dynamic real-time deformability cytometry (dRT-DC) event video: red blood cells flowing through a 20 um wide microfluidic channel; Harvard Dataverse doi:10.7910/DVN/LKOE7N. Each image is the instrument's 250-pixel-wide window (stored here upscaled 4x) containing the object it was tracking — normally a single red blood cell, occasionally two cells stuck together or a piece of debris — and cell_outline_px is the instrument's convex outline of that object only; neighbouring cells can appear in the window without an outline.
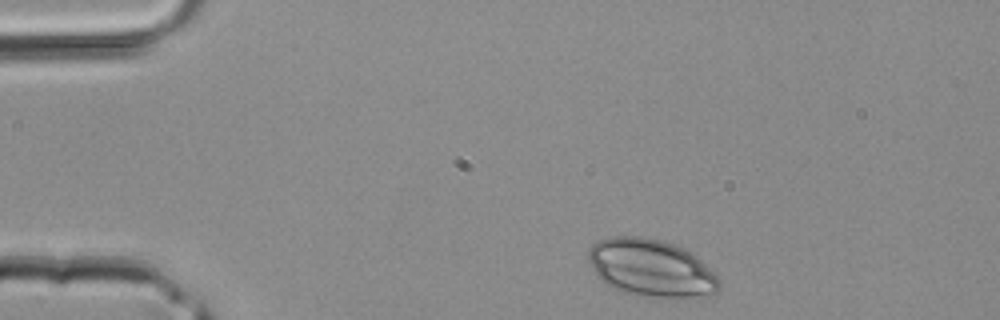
{"species": "common noctule bat (a hibernating species)", "species_latin": "Nyctalus noctula", "temperature_condition": "room temperature", "stored_images_in_passage": 36, "camera_frame_rate_fps": 3000, "um_per_image_px": 0.085, "animal": {"sex": "male", "body_mass_g": 20.4}, "frame": {"image": 1, "passage_image": 1, "time_ms": 0.0, "image_size_px": [1000, 320], "cell_outline_px": [[720, 288], [716, 292], [708, 296], [656, 296], [624, 292], [600, 280], [588, 260], [588, 248], [592, 244], [608, 236], [640, 236], [660, 240], [684, 248], [708, 268], [716, 276], [720, 284]], "centroid_in_image_um": [55.3, 22.74], "position_along_channel_um": 29.7, "area_um2": 42.89}}
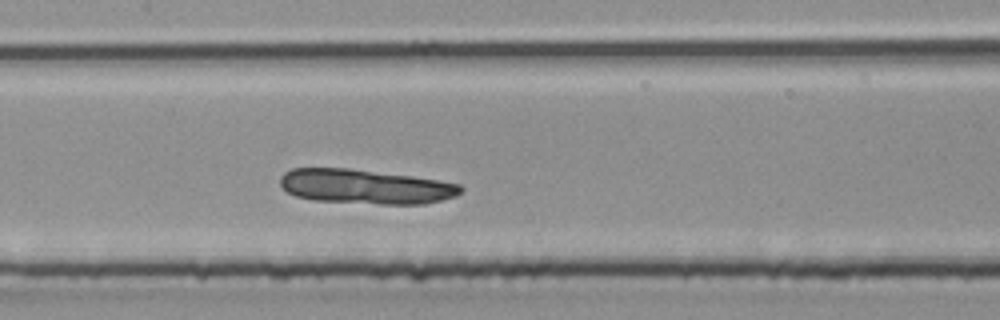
{"frame": {"image": 2, "passage_image": 14, "time_ms": 4.333, "image_size_px": [1000, 320], "cell_outline_px": [[464, 192], [456, 196], [424, 204], [380, 204], [316, 200], [296, 196], [288, 192], [280, 184], [280, 176], [284, 172], [292, 168], [348, 168], [412, 176], [460, 184], [464, 188]], "centroid_in_image_um": [31.07, 15.86], "position_along_channel_um": 176.3, "area_um2": 36.24}}
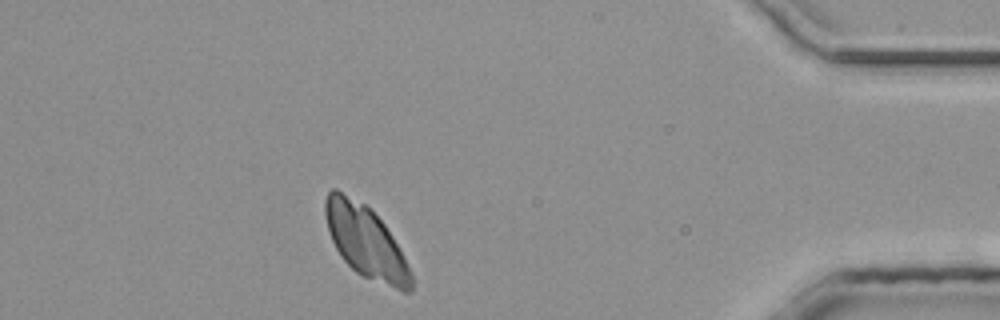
{"frame": {"image": 3, "passage_image": 31, "time_ms": 10.0, "image_size_px": [1000, 320], "cell_outline_px": [[412, 292], [404, 292], [364, 276], [356, 272], [340, 256], [332, 240], [328, 228], [324, 212], [324, 200], [328, 192], [332, 188], [336, 188], [372, 208], [384, 224], [392, 236], [412, 272]], "centroid_in_image_um": [31.07, 20.52], "position_along_channel_um": 404.1, "area_um2": 35.95}}